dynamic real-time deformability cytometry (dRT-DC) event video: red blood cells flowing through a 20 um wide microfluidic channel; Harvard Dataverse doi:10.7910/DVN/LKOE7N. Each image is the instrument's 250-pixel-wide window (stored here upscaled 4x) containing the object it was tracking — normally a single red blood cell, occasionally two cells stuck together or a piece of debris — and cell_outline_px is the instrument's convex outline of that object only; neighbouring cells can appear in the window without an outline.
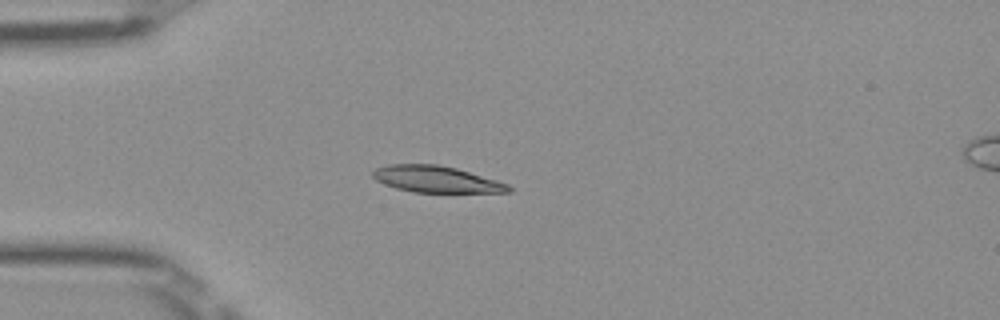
{"species": "Egyptian fruit bat (a non-hibernating species)", "species_latin": "Rousettus aegyptiacus", "temperature_condition": "room temperature", "stored_images_in_passage": 38, "camera_frame_rate_fps": 3000, "um_per_image_px": 0.085, "frame": {"image": 1, "passage_image": 1, "time_ms": 0.0, "image_size_px": [1000, 320], "cell_outline_px": [[512, 192], [412, 192], [396, 188], [384, 184], [376, 180], [372, 176], [372, 172], [376, 168], [388, 164], [436, 164], [456, 168], [496, 180], [508, 184], [512, 188]], "centroid_in_image_um": [37.06, 15.23], "position_along_channel_um": 47.9, "area_um2": 20.87}}
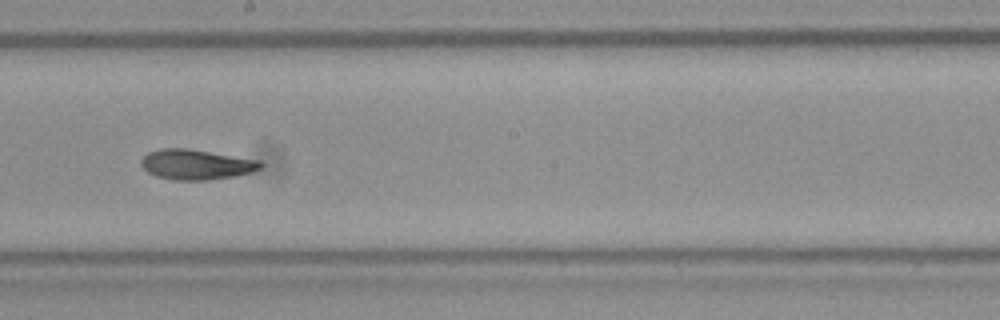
{"frame": {"image": 2, "passage_image": 16, "time_ms": 5.0, "image_size_px": [1000, 320], "cell_outline_px": [[264, 164], [260, 168], [252, 172], [236, 176], [208, 180], [172, 180], [156, 176], [148, 172], [140, 164], [140, 160], [148, 152], [160, 148], [188, 148], [260, 160]], "centroid_in_image_um": [16.68, 13.98], "position_along_channel_um": 231.5, "area_um2": 21.15}}
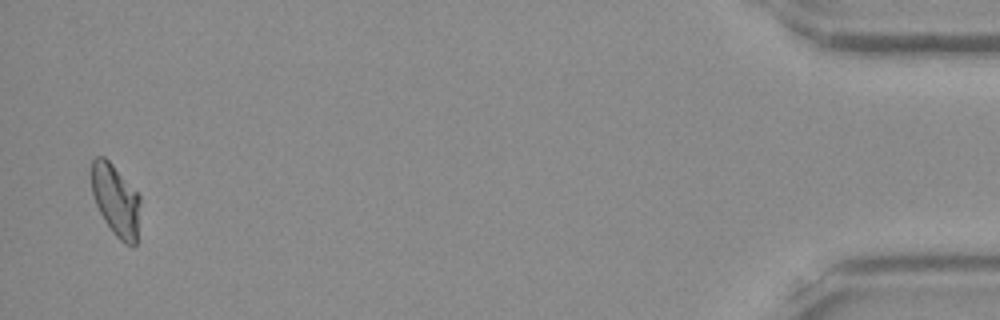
{"frame": {"image": 3, "passage_image": 37, "time_ms": 12.0, "image_size_px": [1000, 320], "cell_outline_px": [[140, 204], [136, 244], [132, 248], [124, 244], [112, 232], [104, 220], [96, 204], [92, 192], [92, 160], [96, 156], [104, 156], [112, 164], [140, 196]], "centroid_in_image_um": [9.85, 17.06], "position_along_channel_um": 425.4, "area_um2": 20.23}, "authors_computed_cell_mechanics": {"area_um2": 20.9525, "velocity_mm_per_s": 3.989, "shape_relaxation_time_tau1_ms": 3.6805, "shape_relaxation_time_tau2_ms": 2.3666, "deformation_change_tau1": 0.1533, "deformation_change_tau2": 0.084}}